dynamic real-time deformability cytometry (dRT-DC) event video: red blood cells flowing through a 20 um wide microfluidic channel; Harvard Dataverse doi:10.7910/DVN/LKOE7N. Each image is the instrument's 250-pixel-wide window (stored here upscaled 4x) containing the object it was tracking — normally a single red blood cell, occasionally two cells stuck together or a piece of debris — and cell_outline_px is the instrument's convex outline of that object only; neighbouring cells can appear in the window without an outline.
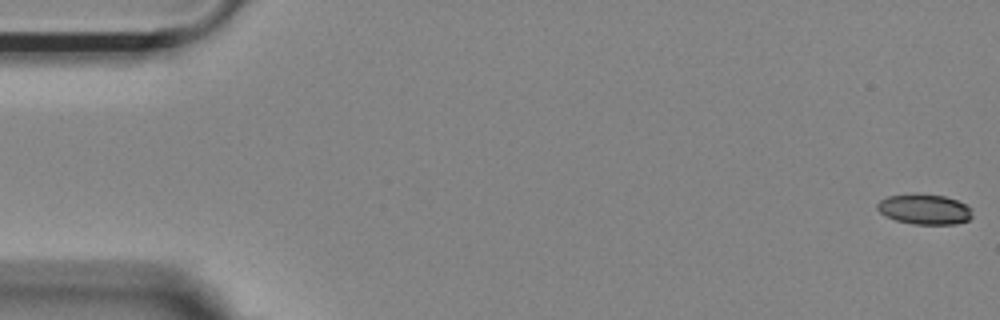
{"species": "Egyptian fruit bat (a non-hibernating species)", "species_latin": "Rousettus aegyptiacus", "temperature_condition": "room temperature", "stored_images_in_passage": 5, "camera_frame_rate_fps": 3000, "um_per_image_px": 0.085, "animal": {"sex": "female"}, "frame": {"image": 1, "passage_image": 1, "time_ms": 0.0, "image_size_px": [1000, 320], "cell_outline_px": [[972, 216], [968, 220], [956, 224], [912, 224], [896, 220], [884, 216], [876, 208], [876, 204], [880, 200], [888, 196], [912, 192], [916, 192], [944, 196], [956, 200], [972, 208]], "centroid_in_image_um": [78.55, 17.77], "position_along_channel_um": 6.5, "area_um2": 17.11}}